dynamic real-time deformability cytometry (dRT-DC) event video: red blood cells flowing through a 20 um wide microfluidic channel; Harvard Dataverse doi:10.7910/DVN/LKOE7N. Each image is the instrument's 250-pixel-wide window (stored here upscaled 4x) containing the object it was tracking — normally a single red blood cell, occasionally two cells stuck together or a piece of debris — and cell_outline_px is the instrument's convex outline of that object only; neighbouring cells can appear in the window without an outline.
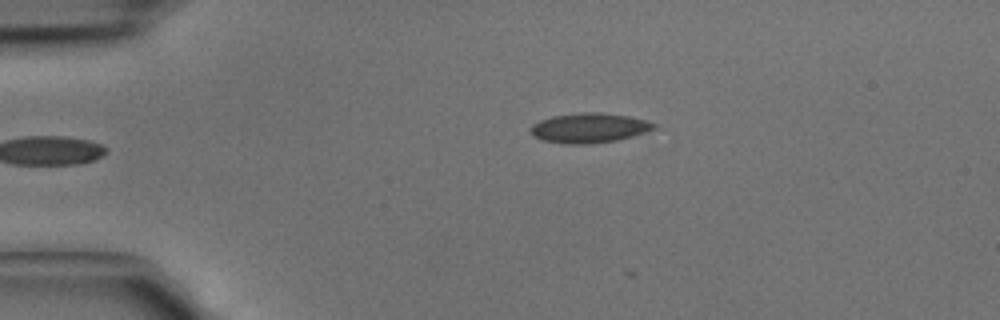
{"species": "common noctule bat (a hibernating species)", "species_latin": "Nyctalus noctula", "temperature_condition": "cold", "stored_images_in_passage": 7, "camera_frame_rate_fps": 3000, "um_per_image_px": 0.085, "animal": {"sex": "male", "body_mass_g": 15.6}, "frame": {"image": 1, "passage_image": 1, "time_ms": 0.0, "image_size_px": [1000, 320], "cell_outline_px": [[656, 128], [632, 136], [616, 140], [588, 144], [564, 144], [544, 140], [532, 136], [528, 132], [532, 124], [540, 120], [552, 116], [584, 112], [600, 112], [628, 116], [644, 120], [656, 124]], "centroid_in_image_um": [50.02, 10.87], "position_along_channel_um": 35.0, "area_um2": 21.33}}